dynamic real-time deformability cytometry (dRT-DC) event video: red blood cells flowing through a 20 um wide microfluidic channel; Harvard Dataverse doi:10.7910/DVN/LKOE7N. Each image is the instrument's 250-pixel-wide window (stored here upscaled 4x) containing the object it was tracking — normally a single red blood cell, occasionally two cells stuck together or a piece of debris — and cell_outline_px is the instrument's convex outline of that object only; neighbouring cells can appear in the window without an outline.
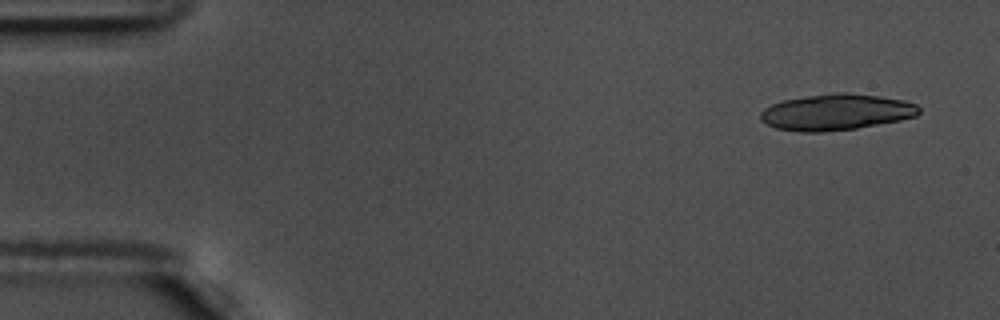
{"species": "common noctule bat (a hibernating species)", "species_latin": "Nyctalus noctula", "temperature_condition": "warm", "stored_images_in_passage": 53, "segment_of_instrument_passage": [1, 2], "camera_frame_rate_fps": 3000, "um_per_image_px": 0.085, "animal": {"sex": "male", "body_mass_g": 17.5, "forearm_length_mm": 52.3}, "frame": {"image": 1, "passage_image": 1, "time_ms": 0.0, "image_size_px": [1000, 320], "cell_outline_px": [[920, 112], [916, 116], [900, 120], [856, 128], [824, 132], [800, 132], [776, 128], [760, 120], [760, 112], [764, 108], [772, 104], [784, 100], [804, 96], [836, 92], [848, 92], [880, 96], [904, 100], [916, 104], [920, 108]], "centroid_in_image_um": [71.07, 9.52], "position_along_channel_um": 13.9, "area_um2": 33.52}}